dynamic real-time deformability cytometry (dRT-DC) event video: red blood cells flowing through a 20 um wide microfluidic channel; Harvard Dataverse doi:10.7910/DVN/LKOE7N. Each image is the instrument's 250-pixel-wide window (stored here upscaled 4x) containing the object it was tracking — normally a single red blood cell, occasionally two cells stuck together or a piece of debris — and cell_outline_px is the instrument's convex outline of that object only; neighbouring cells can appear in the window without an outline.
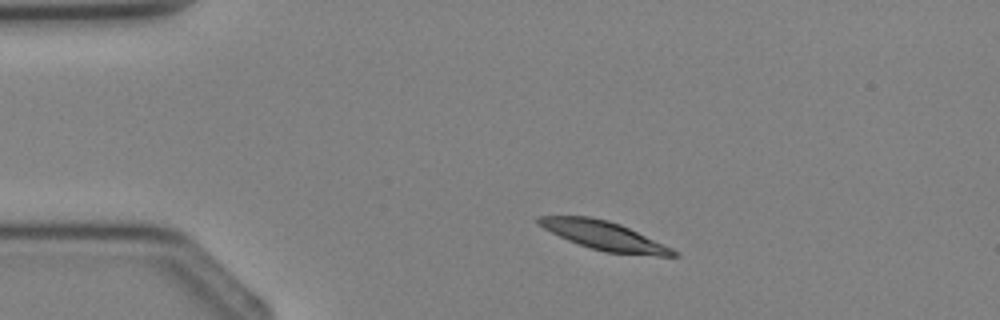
{"species": "Egyptian fruit bat (a non-hibernating species)", "species_latin": "Rousettus aegyptiacus", "temperature_condition": "cold", "stored_images_in_passage": 3, "camera_frame_rate_fps": 3000, "um_per_image_px": 0.085, "animal": {"sex": "female"}, "frame": {"image": 1, "passage_image": 2, "time_ms": 1.333, "image_size_px": [1000, 320], "cell_outline_px": [[680, 256], [656, 256], [604, 252], [568, 240], [536, 224], [536, 216], [588, 216], [608, 220], [620, 224], [672, 248], [680, 252]], "centroid_in_image_um": [51.37, 20.03], "position_along_channel_um": 33.6, "area_um2": 22.43}}